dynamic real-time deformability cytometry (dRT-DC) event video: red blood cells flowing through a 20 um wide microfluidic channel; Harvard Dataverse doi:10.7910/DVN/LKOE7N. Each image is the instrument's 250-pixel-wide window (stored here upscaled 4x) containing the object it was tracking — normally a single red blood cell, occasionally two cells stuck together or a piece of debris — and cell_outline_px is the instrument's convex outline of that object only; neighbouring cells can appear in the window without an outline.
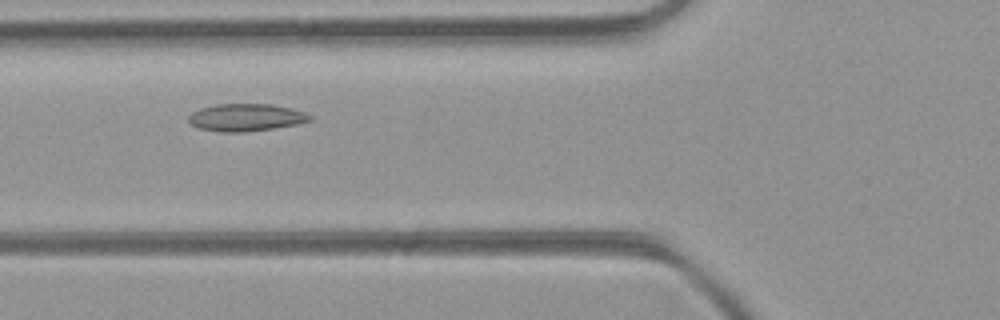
{"species": "common noctule bat (a hibernating species)", "species_latin": "Nyctalus noctula", "temperature_condition": "room temperature", "stored_images_in_passage": 4, "camera_frame_rate_fps": 3000, "um_per_image_px": 0.085, "animal": {"sex": "female", "body_mass_g": 21.9}, "frame": {"image": 1, "passage_image": 2, "time_ms": 0.333, "image_size_px": [1000, 320], "cell_outline_px": [[312, 120], [296, 124], [272, 128], [244, 132], [220, 132], [196, 128], [188, 120], [188, 116], [192, 112], [200, 108], [216, 104], [272, 104], [292, 108], [304, 112], [312, 116]], "centroid_in_image_um": [20.88, 9.98], "position_along_channel_um": 104.9, "area_um2": 19.42}}
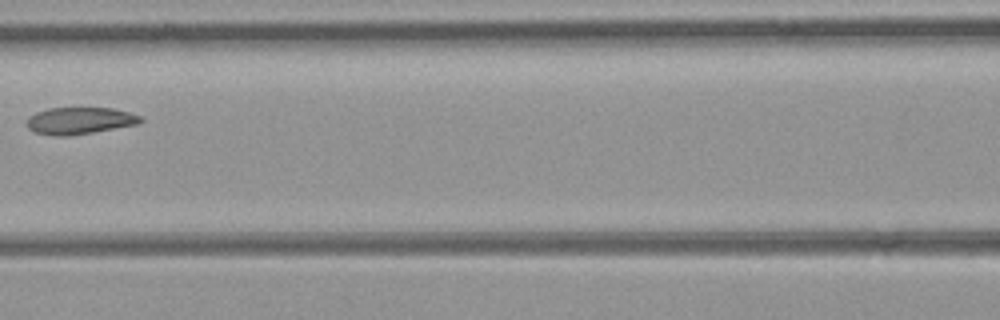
{"frame": {"image": 2, "passage_image": 3, "time_ms": 0.667, "image_size_px": [1000, 320], "cell_outline_px": [[144, 120], [136, 124], [92, 132], [68, 136], [56, 136], [36, 132], [28, 128], [28, 116], [36, 112], [48, 108], [112, 108], [128, 112], [140, 116]], "centroid_in_image_um": [6.75, 10.25], "position_along_channel_um": 159.8, "area_um2": 17.57}}
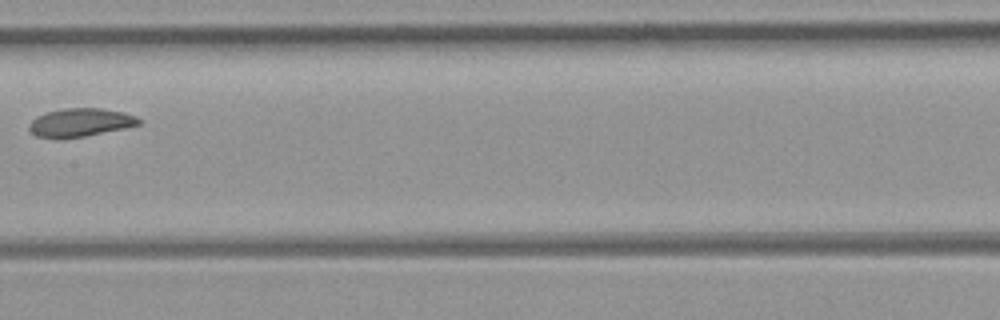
{"frame": {"image": 3, "passage_image": 4, "time_ms": 1.0, "image_size_px": [1000, 320], "cell_outline_px": [[140, 124], [124, 128], [84, 136], [36, 136], [28, 128], [28, 124], [36, 116], [48, 112], [68, 108], [100, 108], [120, 112], [136, 116], [140, 120]], "centroid_in_image_um": [6.83, 10.38], "position_along_channel_um": 200.6, "area_um2": 17.34}}